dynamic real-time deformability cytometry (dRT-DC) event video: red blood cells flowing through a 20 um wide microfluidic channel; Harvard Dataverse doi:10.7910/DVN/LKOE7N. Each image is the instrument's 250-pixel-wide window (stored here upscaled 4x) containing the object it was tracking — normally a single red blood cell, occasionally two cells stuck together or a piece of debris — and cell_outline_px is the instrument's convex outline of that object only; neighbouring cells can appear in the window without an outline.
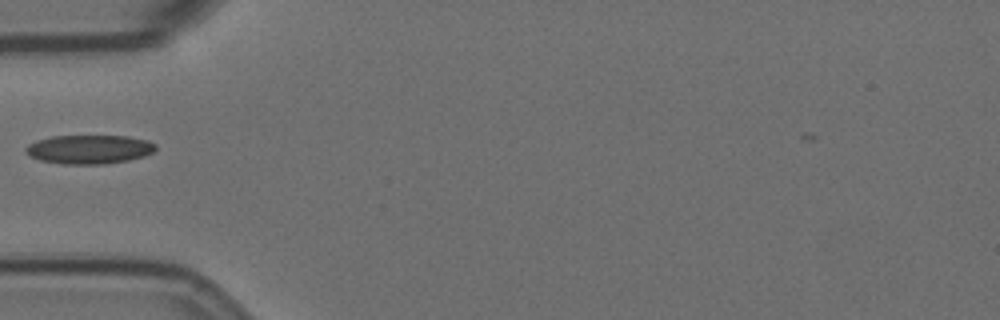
{"species": "Egyptian fruit bat (a non-hibernating species)", "species_latin": "Rousettus aegyptiacus", "temperature_condition": "room temperature", "stored_images_in_passage": 39, "camera_frame_rate_fps": 3000, "um_per_image_px": 0.085, "animal": {"sex": "female"}, "frame": {"image": 1, "passage_image": 1, "time_ms": 0.0, "image_size_px": [1000, 320], "cell_outline_px": [[156, 148], [152, 152], [144, 156], [128, 160], [104, 164], [64, 164], [40, 160], [24, 152], [24, 148], [28, 144], [36, 140], [52, 136], [128, 136], [148, 140], [156, 144]], "centroid_in_image_um": [7.57, 12.69], "position_along_channel_um": 77.4, "area_um2": 21.91}}
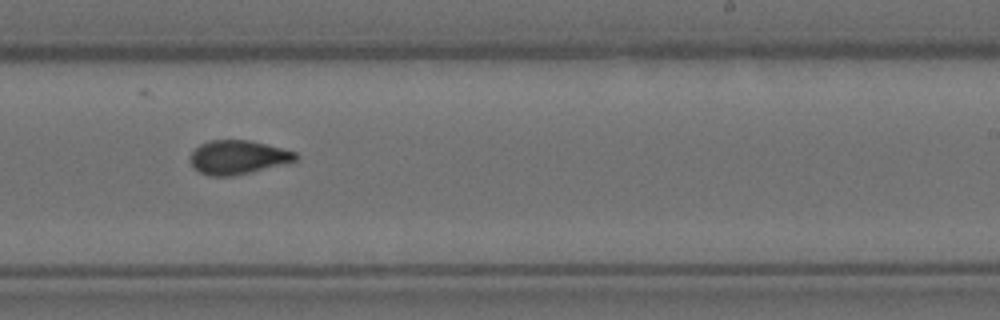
{"frame": {"image": 2, "passage_image": 17, "time_ms": 5.333, "image_size_px": [1000, 320], "cell_outline_px": [[296, 160], [232, 176], [208, 176], [200, 172], [188, 160], [192, 152], [200, 144], [212, 140], [248, 140], [296, 152]], "centroid_in_image_um": [20.15, 13.36], "position_along_channel_um": 268.9, "area_um2": 20.23}}
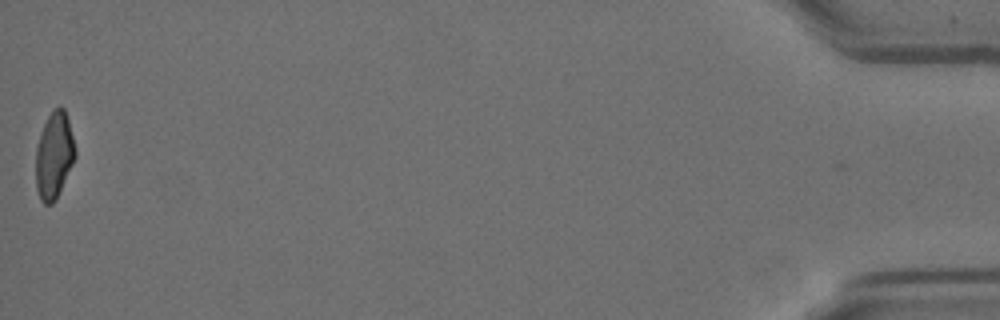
{"frame": {"image": 3, "passage_image": 39, "time_ms": 12.667, "image_size_px": [1000, 320], "cell_outline_px": [[76, 156], [56, 200], [52, 204], [44, 204], [40, 200], [36, 188], [36, 148], [40, 132], [52, 108], [60, 104], [64, 108], [68, 120], [76, 148]], "centroid_in_image_um": [4.59, 13.19], "position_along_channel_um": 430.6, "area_um2": 20.11}}